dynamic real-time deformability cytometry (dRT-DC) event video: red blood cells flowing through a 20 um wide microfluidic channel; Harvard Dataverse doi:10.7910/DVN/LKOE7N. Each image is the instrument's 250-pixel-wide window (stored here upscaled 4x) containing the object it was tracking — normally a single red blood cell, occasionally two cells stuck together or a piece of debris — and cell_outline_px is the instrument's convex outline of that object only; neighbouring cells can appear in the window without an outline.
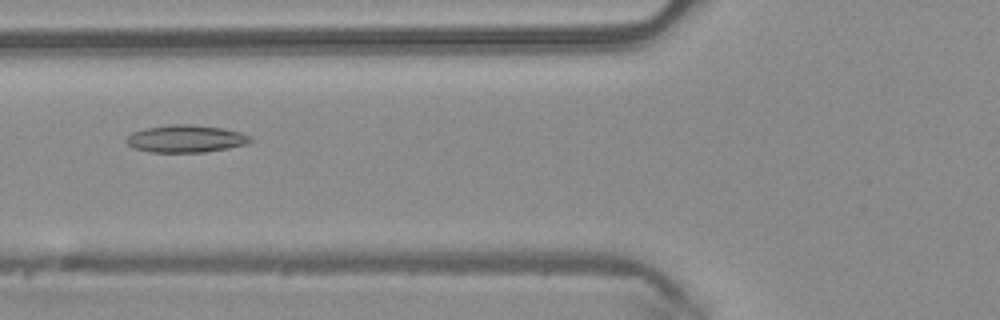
{"species": "common noctule bat (a hibernating species)", "species_latin": "Nyctalus noctula", "temperature_condition": "warm", "stored_images_in_passage": 37, "camera_frame_rate_fps": 3000, "um_per_image_px": 0.085, "animal": {"sex": "male", "body_mass_g": 20.4}, "frame": {"image": 1, "passage_image": 7, "time_ms": 2.0, "image_size_px": [1000, 320], "cell_outline_px": [[252, 140], [244, 144], [228, 148], [204, 152], [152, 152], [132, 148], [124, 140], [132, 132], [148, 128], [172, 124], [192, 124], [224, 128], [240, 132], [252, 136]], "centroid_in_image_um": [15.79, 11.79], "position_along_channel_um": 110.0, "area_um2": 19.77}}
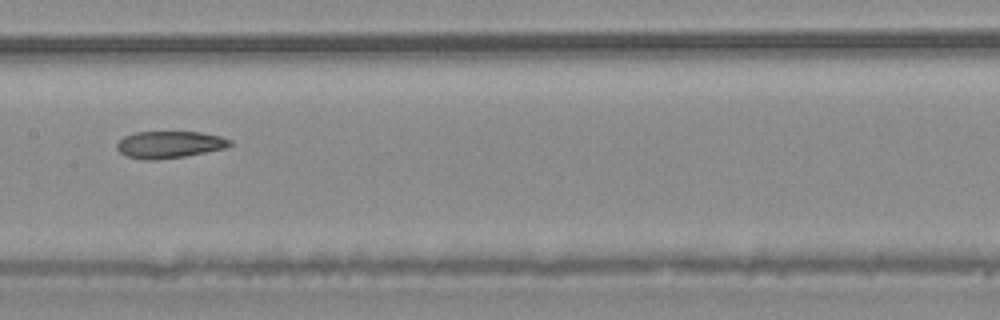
{"frame": {"image": 2, "passage_image": 13, "time_ms": 4.0, "image_size_px": [1000, 320], "cell_outline_px": [[232, 144], [224, 148], [184, 156], [156, 160], [144, 160], [128, 156], [120, 152], [116, 148], [116, 144], [124, 136], [136, 132], [200, 132], [220, 136], [232, 140]], "centroid_in_image_um": [14.39, 12.28], "position_along_channel_um": 193.0, "area_um2": 17.63}}
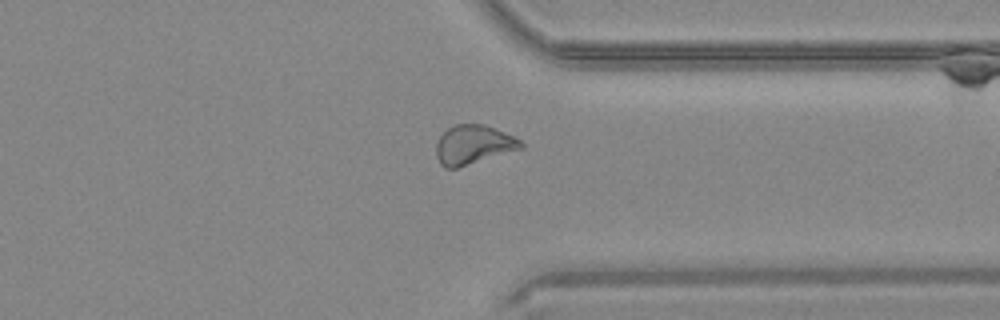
{"frame": {"image": 3, "passage_image": 26, "time_ms": 8.333, "image_size_px": [1000, 320], "cell_outline_px": [[524, 148], [456, 168], [444, 168], [440, 164], [436, 156], [436, 144], [440, 136], [448, 128], [456, 124], [484, 124], [504, 132], [520, 140], [524, 144]], "centroid_in_image_um": [40.22, 12.3], "position_along_channel_um": 371.2, "area_um2": 19.25}, "authors_computed_cell_mechanics": {"area_um2": 18.9584, "velocity_mm_per_s": 4.134, "shape_relaxation_time_tau1_ms": null, "shape_relaxation_time_tau2_ms": 4.0764, "deformation_change_tau1": null, "deformation_change_tau2": 0.1142}}